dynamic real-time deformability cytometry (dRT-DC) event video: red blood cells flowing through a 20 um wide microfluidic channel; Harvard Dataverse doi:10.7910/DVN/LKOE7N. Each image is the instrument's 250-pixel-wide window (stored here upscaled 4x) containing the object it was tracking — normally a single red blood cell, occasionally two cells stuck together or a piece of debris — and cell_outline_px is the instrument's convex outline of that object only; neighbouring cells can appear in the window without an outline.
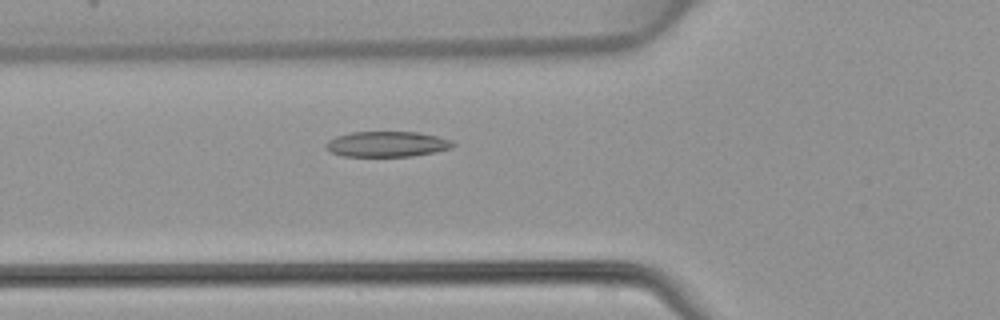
{"species": "common noctule bat (a hibernating species)", "species_latin": "Nyctalus noctula", "temperature_condition": "warm", "stored_images_in_passage": 48, "camera_frame_rate_fps": 3000, "um_per_image_px": 0.085, "animal": {"sex": "female", "body_mass_g": 22.7, "forearm_length_mm": 54.2}, "frame": {"image": 1, "passage_image": 18, "time_ms": 5.667, "image_size_px": [1000, 320], "cell_outline_px": [[456, 144], [452, 148], [412, 156], [340, 156], [324, 148], [324, 144], [328, 140], [336, 136], [352, 132], [420, 132], [452, 140]], "centroid_in_image_um": [32.87, 12.24], "position_along_channel_um": 92.9, "area_um2": 18.9}}
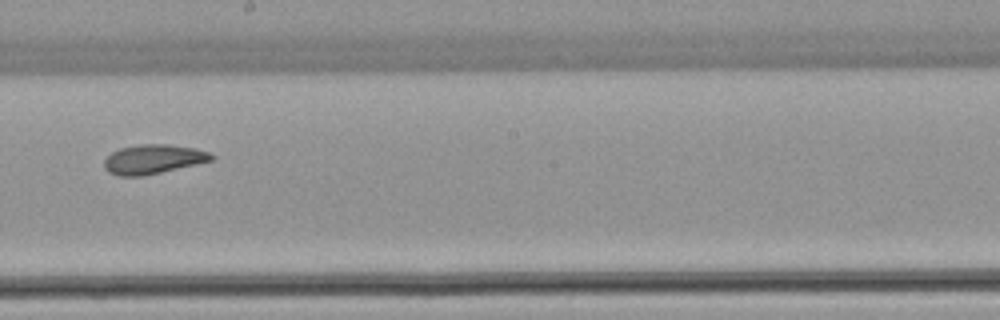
{"frame": {"image": 2, "passage_image": 28, "time_ms": 9.0, "image_size_px": [1000, 320], "cell_outline_px": [[216, 156], [212, 160], [196, 164], [160, 172], [140, 176], [120, 176], [108, 172], [104, 168], [104, 160], [112, 152], [120, 148], [140, 144], [168, 144], [196, 148], [208, 152]], "centroid_in_image_um": [13.01, 13.52], "position_along_channel_um": 235.2, "area_um2": 18.21}}
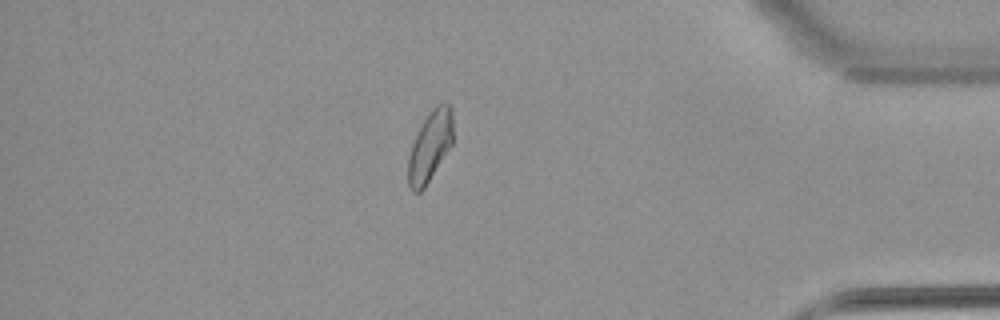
{"frame": {"image": 3, "passage_image": 42, "time_ms": 13.667, "image_size_px": [1000, 320], "cell_outline_px": [[452, 144], [424, 188], [420, 192], [412, 192], [408, 184], [408, 156], [412, 144], [424, 120], [432, 108], [436, 104], [444, 100], [452, 108]], "centroid_in_image_um": [36.55, 12.41], "position_along_channel_um": 398.6, "area_um2": 18.26}}